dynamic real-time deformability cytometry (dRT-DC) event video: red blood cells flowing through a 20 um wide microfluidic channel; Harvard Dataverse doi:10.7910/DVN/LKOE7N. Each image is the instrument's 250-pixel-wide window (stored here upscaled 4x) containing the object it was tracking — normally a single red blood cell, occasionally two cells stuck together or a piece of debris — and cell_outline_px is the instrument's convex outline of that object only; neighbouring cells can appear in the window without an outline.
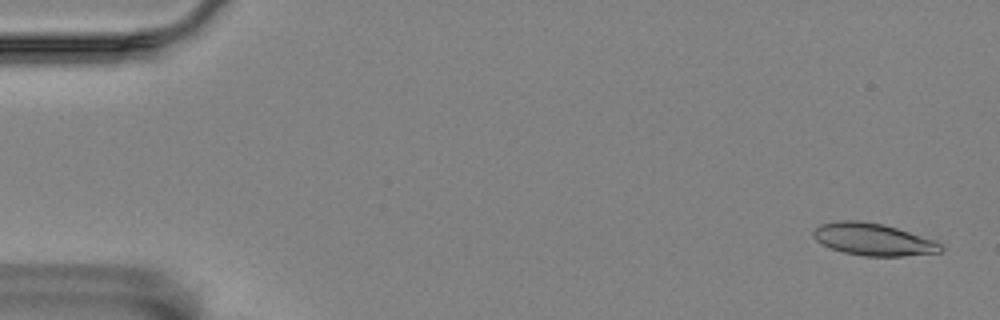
{"species": "Egyptian fruit bat (a non-hibernating species)", "species_latin": "Rousettus aegyptiacus", "temperature_condition": "room temperature", "stored_images_in_passage": 56, "camera_frame_rate_fps": 3000, "um_per_image_px": 0.085, "animal": {"sex": "female"}, "frame": {"image": 1, "passage_image": 2, "time_ms": 0.333, "image_size_px": [1000, 320], "cell_outline_px": [[944, 248], [940, 252], [904, 256], [864, 256], [844, 252], [832, 248], [816, 240], [812, 236], [812, 232], [820, 224], [840, 220], [856, 220], [884, 224], [936, 240]], "centroid_in_image_um": [74.24, 20.34], "position_along_channel_um": 10.8, "area_um2": 23.87}}
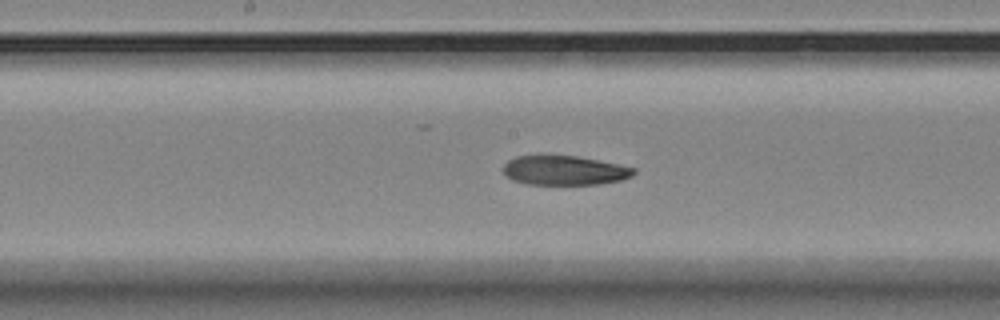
{"frame": {"image": 2, "passage_image": 29, "time_ms": 9.333, "image_size_px": [1000, 320], "cell_outline_px": [[636, 172], [632, 176], [620, 180], [600, 184], [524, 184], [512, 180], [504, 176], [504, 164], [508, 160], [516, 156], [540, 152], [576, 156], [636, 168]], "centroid_in_image_um": [47.88, 14.44], "position_along_channel_um": 200.3, "area_um2": 23.06}}
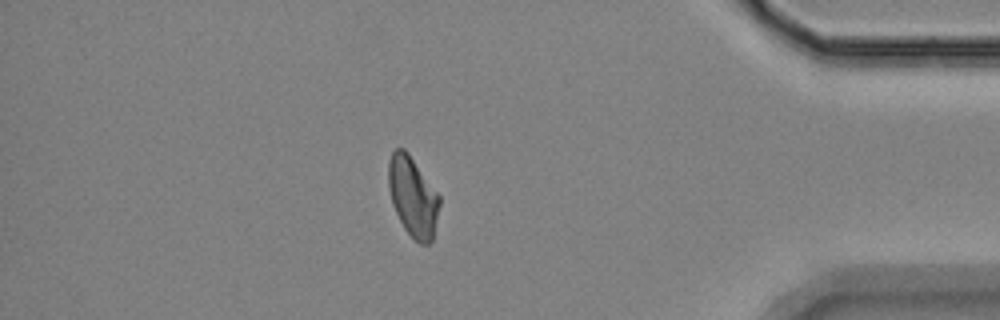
{"frame": {"image": 3, "passage_image": 49, "time_ms": 16.0, "image_size_px": [1000, 320], "cell_outline_px": [[440, 204], [432, 240], [428, 244], [420, 244], [404, 228], [392, 204], [388, 188], [388, 160], [392, 152], [396, 148], [404, 148], [408, 152], [440, 196]], "centroid_in_image_um": [35.08, 16.69], "position_along_channel_um": 400.1, "area_um2": 23.64}}